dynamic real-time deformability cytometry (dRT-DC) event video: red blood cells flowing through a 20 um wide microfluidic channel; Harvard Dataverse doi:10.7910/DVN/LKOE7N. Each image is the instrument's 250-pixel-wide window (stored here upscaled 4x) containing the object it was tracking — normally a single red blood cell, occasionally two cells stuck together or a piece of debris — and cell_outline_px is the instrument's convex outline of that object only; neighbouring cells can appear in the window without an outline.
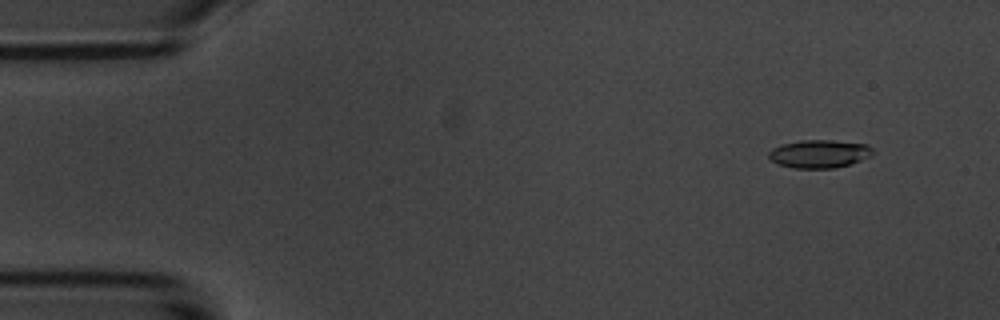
{"species": "common noctule bat (a hibernating species)", "species_latin": "Nyctalus noctula", "temperature_condition": "room temperature", "stored_images_in_passage": 5, "camera_frame_rate_fps": 3000, "um_per_image_px": 0.085, "animal": {"sex": "male", "body_mass_g": 20.1, "forearm_length_mm": 53.5}, "frame": {"image": 1, "passage_image": 2, "time_ms": 1.0, "image_size_px": [1000, 320], "cell_outline_px": [[872, 156], [836, 168], [792, 168], [780, 164], [772, 160], [768, 156], [768, 152], [772, 148], [780, 144], [800, 140], [832, 140], [868, 144], [872, 148]], "centroid_in_image_um": [69.63, 13.06], "position_along_channel_um": 15.4, "area_um2": 17.05}}